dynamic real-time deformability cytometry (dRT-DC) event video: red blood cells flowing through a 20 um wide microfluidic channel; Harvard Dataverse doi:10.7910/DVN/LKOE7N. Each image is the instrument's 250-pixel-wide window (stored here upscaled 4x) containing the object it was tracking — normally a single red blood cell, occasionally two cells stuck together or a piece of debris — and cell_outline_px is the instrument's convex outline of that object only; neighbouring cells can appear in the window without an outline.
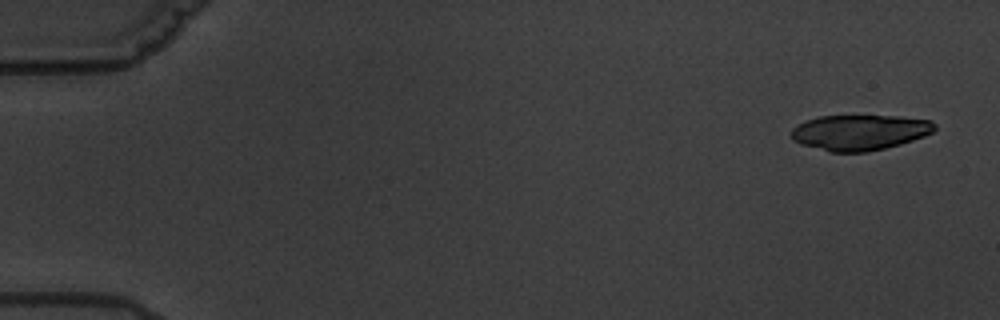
{"species": "common noctule bat (a hibernating species)", "species_latin": "Nyctalus noctula", "temperature_condition": "warm", "stored_images_in_passage": 7, "camera_frame_rate_fps": 3000, "um_per_image_px": 0.085, "animal": {"sex": "male", "body_mass_g": 19.5, "forearm_length_mm": 54.6}, "frame": {"image": 1, "passage_image": 1, "time_ms": 0.0, "image_size_px": [1000, 320], "cell_outline_px": [[936, 128], [932, 132], [924, 136], [900, 144], [868, 152], [828, 152], [800, 144], [792, 140], [792, 128], [808, 120], [820, 116], [900, 116], [932, 120], [936, 124]], "centroid_in_image_um": [73.09, 11.26], "position_along_channel_um": 11.9, "area_um2": 29.65}}